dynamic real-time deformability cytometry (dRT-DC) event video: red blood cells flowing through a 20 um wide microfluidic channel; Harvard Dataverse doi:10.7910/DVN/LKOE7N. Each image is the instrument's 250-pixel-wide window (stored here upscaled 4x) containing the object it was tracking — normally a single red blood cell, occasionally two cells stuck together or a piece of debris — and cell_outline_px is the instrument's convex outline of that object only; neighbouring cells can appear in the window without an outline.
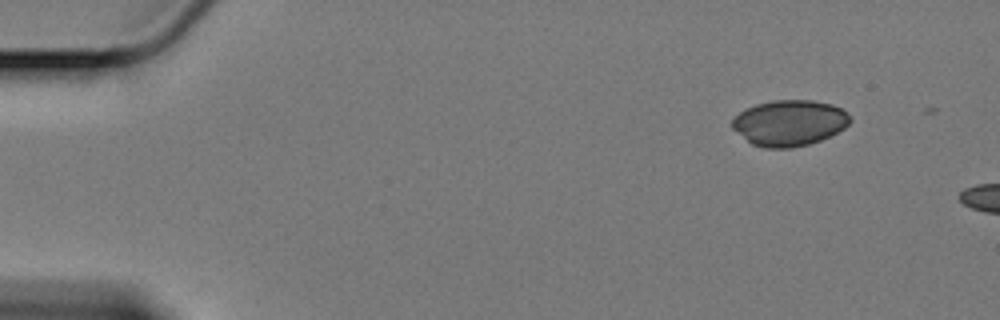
{"species": "Egyptian fruit bat (a non-hibernating species)", "species_latin": "Rousettus aegyptiacus", "temperature_condition": "cold", "stored_images_in_passage": 8, "camera_frame_rate_fps": 3000, "um_per_image_px": 0.085, "animal": {"sex": "female"}, "frame": {"image": 1, "passage_image": 1, "time_ms": 0.0, "image_size_px": [1000, 320], "cell_outline_px": [[852, 120], [844, 128], [820, 140], [808, 144], [792, 148], [764, 148], [752, 144], [732, 128], [732, 120], [740, 112], [756, 104], [776, 100], [812, 100], [832, 104], [840, 108]], "centroid_in_image_um": [67.09, 10.45], "position_along_channel_um": 17.9, "area_um2": 31.15}}